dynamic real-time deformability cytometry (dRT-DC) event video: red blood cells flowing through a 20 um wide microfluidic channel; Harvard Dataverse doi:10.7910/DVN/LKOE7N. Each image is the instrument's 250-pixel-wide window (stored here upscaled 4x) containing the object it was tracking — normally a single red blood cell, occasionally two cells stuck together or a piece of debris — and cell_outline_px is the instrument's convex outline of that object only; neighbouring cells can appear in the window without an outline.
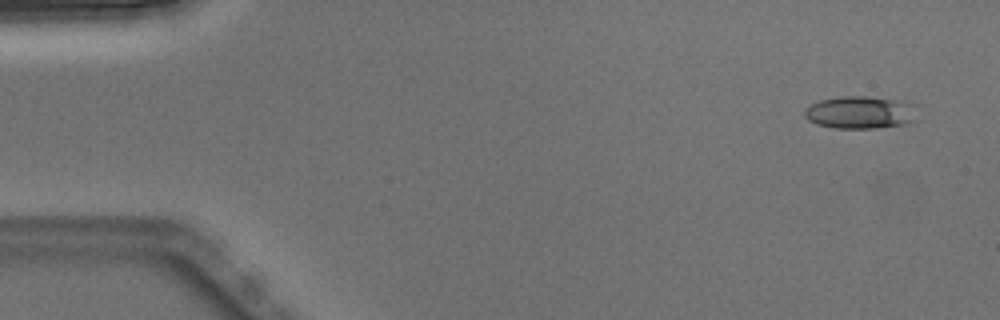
{"species": "Egyptian fruit bat (a non-hibernating species)", "species_latin": "Rousettus aegyptiacus", "temperature_condition": "warm", "stored_images_in_passage": 3, "camera_frame_rate_fps": 3000, "um_per_image_px": 0.085, "animal": {"sex": "male"}, "frame": {"image": 1, "passage_image": 1, "time_ms": 0.0, "image_size_px": [1000, 320], "cell_outline_px": [[912, 120], [908, 124], [876, 128], [832, 128], [816, 124], [808, 120], [804, 116], [804, 108], [820, 100], [844, 96], [864, 96], [892, 100], [904, 104]], "centroid_in_image_um": [72.88, 9.58], "position_along_channel_um": 12.1, "area_um2": 20.35}}